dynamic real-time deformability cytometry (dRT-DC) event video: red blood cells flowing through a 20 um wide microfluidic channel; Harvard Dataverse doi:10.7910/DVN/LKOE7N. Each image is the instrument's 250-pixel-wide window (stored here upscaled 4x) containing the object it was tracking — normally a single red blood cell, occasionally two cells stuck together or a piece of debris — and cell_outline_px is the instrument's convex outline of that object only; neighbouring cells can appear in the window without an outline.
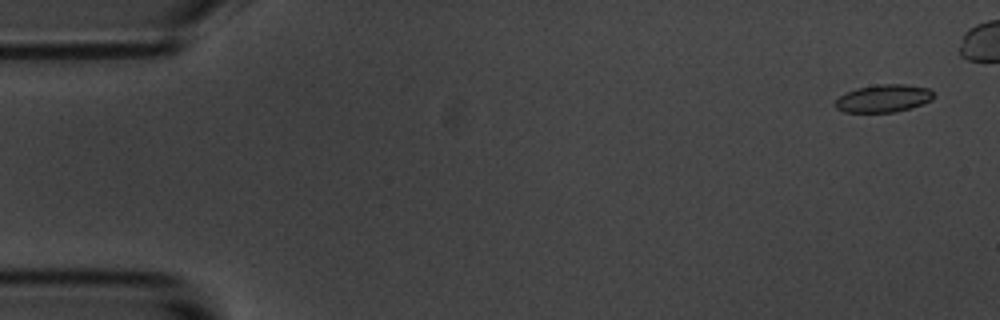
{"species": "common noctule bat (a hibernating species)", "species_latin": "Nyctalus noctula", "temperature_condition": "room temperature", "stored_images_in_passage": 6, "camera_frame_rate_fps": 3000, "um_per_image_px": 0.085, "animal": {"sex": "male", "body_mass_g": 20.1, "forearm_length_mm": 53.5}, "frame": {"image": 1, "passage_image": 1, "time_ms": 0.0, "image_size_px": [1000, 320], "cell_outline_px": [[936, 96], [932, 100], [896, 112], [844, 112], [836, 108], [836, 100], [840, 96], [856, 88], [880, 84], [904, 84], [928, 88]], "centroid_in_image_um": [75.11, 8.36], "position_along_channel_um": 9.9, "area_um2": 15.66}}